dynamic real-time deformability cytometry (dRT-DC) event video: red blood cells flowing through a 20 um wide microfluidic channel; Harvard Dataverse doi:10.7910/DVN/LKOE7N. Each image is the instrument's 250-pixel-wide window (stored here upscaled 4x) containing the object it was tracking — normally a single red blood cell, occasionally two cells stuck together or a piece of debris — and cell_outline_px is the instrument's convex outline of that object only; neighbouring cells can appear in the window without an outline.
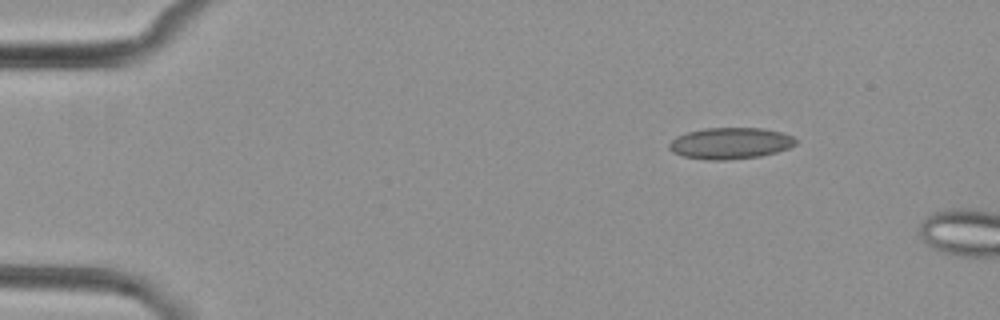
{"species": "common noctule bat (a hibernating species)", "species_latin": "Nyctalus noctula", "temperature_condition": "cold", "stored_images_in_passage": 2, "camera_frame_rate_fps": 3000, "um_per_image_px": 0.085, "animal": {"sex": "female", "body_mass_g": 29.2, "forearm_length_mm": 56.3}, "frame": {"image": 1, "passage_image": 1, "time_ms": 0.0, "image_size_px": [1000, 320], "cell_outline_px": [[796, 144], [788, 148], [776, 152], [760, 156], [728, 160], [708, 160], [684, 156], [672, 152], [668, 148], [668, 144], [676, 136], [688, 132], [704, 128], [764, 128], [784, 132], [792, 136], [796, 140]], "centroid_in_image_um": [62.08, 12.17], "position_along_channel_um": 22.9, "area_um2": 23.24}}